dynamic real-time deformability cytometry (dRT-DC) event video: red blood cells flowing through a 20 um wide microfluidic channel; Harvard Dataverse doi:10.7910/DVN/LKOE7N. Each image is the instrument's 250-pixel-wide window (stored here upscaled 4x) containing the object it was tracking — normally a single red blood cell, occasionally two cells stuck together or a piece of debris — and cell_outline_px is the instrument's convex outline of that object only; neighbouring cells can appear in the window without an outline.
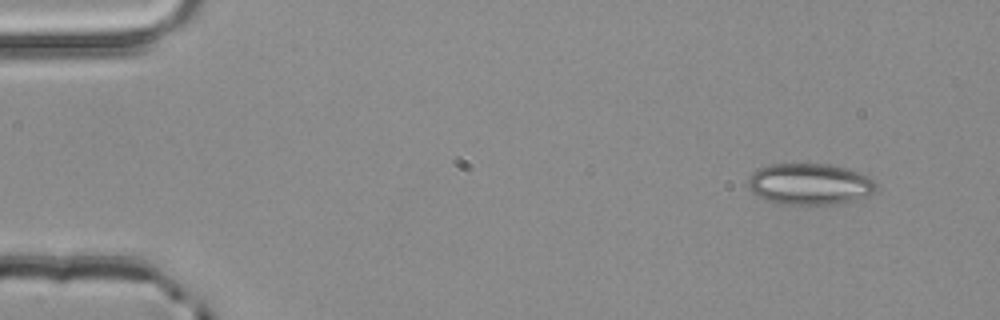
{"species": "common noctule bat (a hibernating species)", "species_latin": "Nyctalus noctula", "temperature_condition": "room temperature", "stored_images_in_passage": 4, "segment_of_instrument_passage": [1, 2], "camera_frame_rate_fps": 3000, "um_per_image_px": 0.085, "animal": {"sex": "male", "body_mass_g": 20.4}, "frame": {"image": 1, "passage_image": 1, "time_ms": 0.0, "image_size_px": [1000, 320], "cell_outline_px": [[876, 192], [868, 196], [836, 204], [780, 204], [756, 196], [748, 188], [748, 176], [752, 172], [768, 164], [828, 164], [860, 172], [868, 176], [876, 184]], "centroid_in_image_um": [68.8, 15.64], "position_along_channel_um": 16.2, "area_um2": 30.92}}
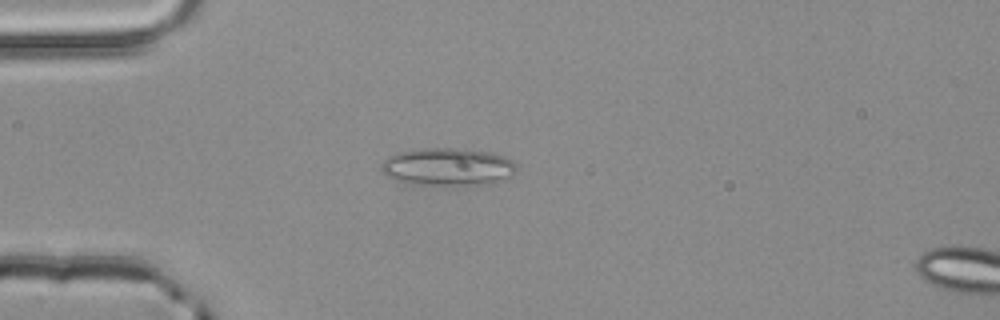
{"frame": {"image": 2, "passage_image": 3, "time_ms": 0.667, "image_size_px": [1000, 320], "cell_outline_px": [[516, 172], [512, 176], [496, 184], [468, 188], [464, 188], [404, 184], [384, 176], [380, 168], [384, 160], [396, 152], [428, 148], [468, 148], [488, 152], [504, 156], [512, 160], [516, 164]], "centroid_in_image_um": [38.1, 14.25], "position_along_channel_um": 46.9, "area_um2": 31.5}}